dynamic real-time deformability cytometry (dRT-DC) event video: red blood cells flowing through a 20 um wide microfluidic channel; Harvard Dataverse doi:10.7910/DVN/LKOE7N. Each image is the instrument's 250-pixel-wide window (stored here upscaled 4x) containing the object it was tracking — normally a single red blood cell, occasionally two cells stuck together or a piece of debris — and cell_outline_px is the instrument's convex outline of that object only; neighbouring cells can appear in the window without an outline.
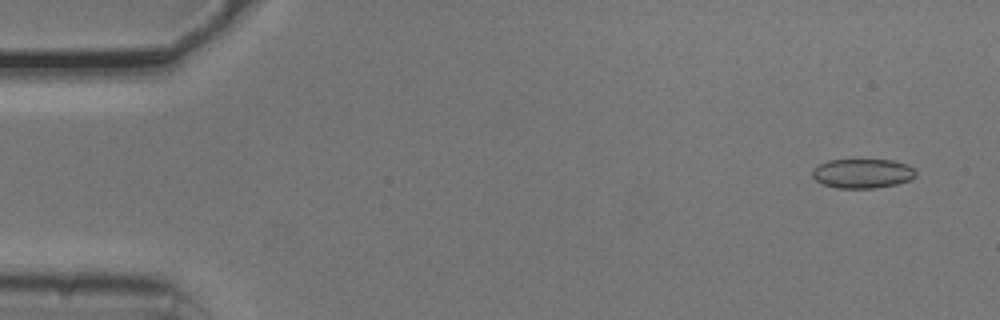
{"species": "common noctule bat (a hibernating species)", "species_latin": "Nyctalus noctula", "temperature_condition": "cold", "stored_images_in_passage": 51, "camera_frame_rate_fps": 3000, "um_per_image_px": 0.085, "animal": {"sex": "male", "body_mass_g": 20.5, "forearm_length_mm": 52.5}, "frame": {"image": 1, "passage_image": 1, "time_ms": 0.0, "image_size_px": [1000, 320], "cell_outline_px": [[916, 176], [908, 180], [896, 184], [872, 188], [836, 188], [824, 184], [816, 180], [812, 176], [812, 168], [828, 160], [892, 160], [908, 164], [916, 172]], "centroid_in_image_um": [73.3, 14.74], "position_along_channel_um": 11.7, "area_um2": 17.63}}
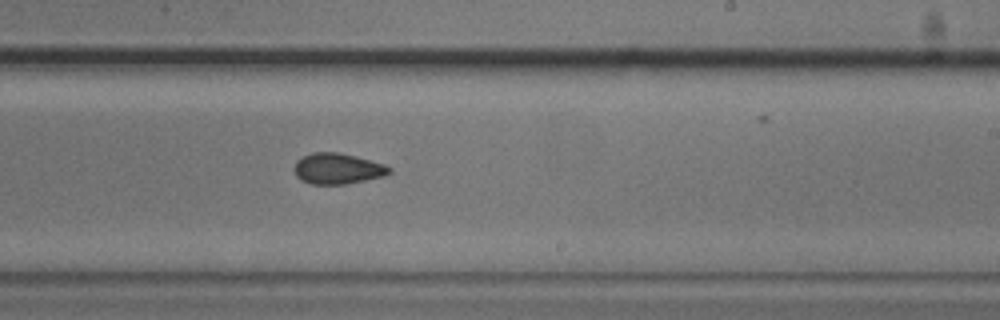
{"frame": {"image": 2, "passage_image": 30, "time_ms": 9.667, "image_size_px": [1000, 320], "cell_outline_px": [[392, 172], [384, 176], [344, 184], [312, 184], [300, 180], [296, 176], [296, 160], [312, 152], [340, 152], [356, 156], [384, 164], [392, 168]], "centroid_in_image_um": [28.72, 14.33], "position_along_channel_um": 260.3, "area_um2": 16.99}}
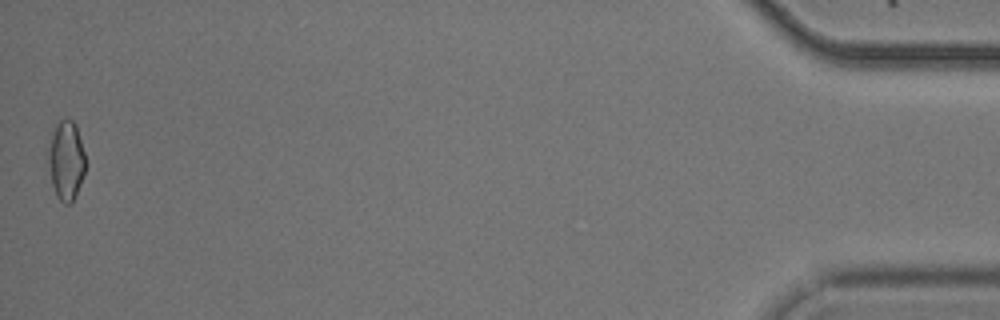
{"frame": {"image": 3, "passage_image": 51, "time_ms": 16.667, "image_size_px": [1000, 320], "cell_outline_px": [[84, 172], [76, 192], [72, 200], [68, 204], [64, 204], [56, 196], [52, 184], [48, 164], [48, 148], [56, 124], [60, 120], [72, 120], [76, 124], [84, 152]], "centroid_in_image_um": [5.6, 13.63], "position_along_channel_um": 429.6, "area_um2": 16.7}, "authors_computed_cell_mechanics": {"area_um2": 17.2244, "velocity_mm_per_s": 3.7747, "shape_relaxation_time_tau1_ms": 9.0325, "shape_relaxation_time_tau2_ms": 3.394, "deformation_change_tau1": 0.1127, "deformation_change_tau2": 0.078}}